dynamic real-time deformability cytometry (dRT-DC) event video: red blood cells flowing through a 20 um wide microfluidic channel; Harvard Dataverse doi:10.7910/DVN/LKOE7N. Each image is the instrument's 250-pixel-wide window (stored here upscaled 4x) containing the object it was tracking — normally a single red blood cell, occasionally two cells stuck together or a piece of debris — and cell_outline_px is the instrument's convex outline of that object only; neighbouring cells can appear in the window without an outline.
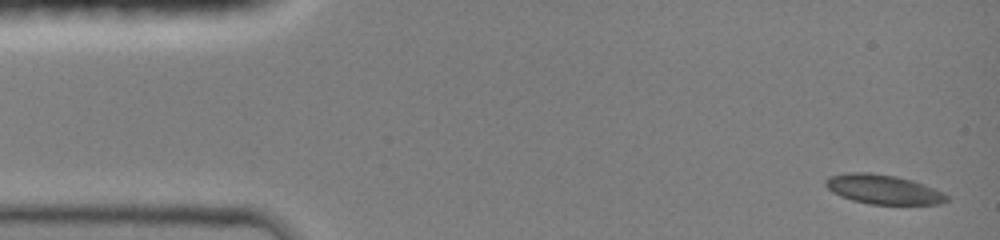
{"species": "common noctule bat (a hibernating species)", "species_latin": "Nyctalus noctula", "temperature_condition": "room temperature", "stored_images_in_passage": 18, "camera_frame_rate_fps": 3000, "um_per_image_px": 0.085, "animal": {"sex": "female", "body_mass_g": 19.0, "forearm_length_mm": 51.5}, "frame": {"image": 1, "passage_image": 1, "time_ms": 0.0, "image_size_px": [1000, 240], "cell_outline_px": [[948, 200], [940, 204], [868, 204], [852, 200], [840, 196], [832, 192], [824, 184], [824, 180], [832, 176], [852, 172], [868, 172], [896, 176], [932, 188], [948, 196]], "centroid_in_image_um": [75.01, 16.1], "position_along_channel_um": 10.0, "area_um2": 20.35}}
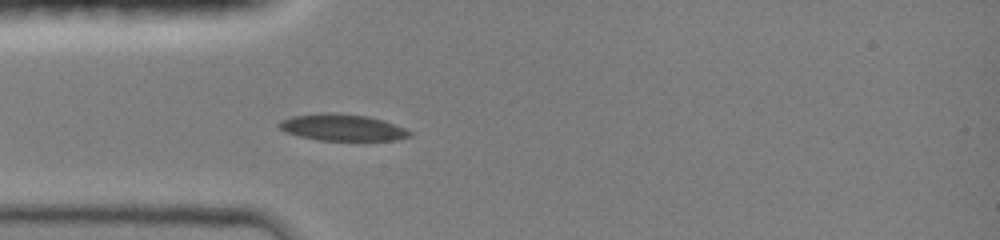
{"frame": {"image": 2, "passage_image": 12, "time_ms": 3.667, "image_size_px": [1000, 240], "cell_outline_px": [[412, 136], [396, 140], [316, 140], [300, 136], [288, 132], [280, 128], [276, 124], [280, 120], [292, 116], [324, 112], [328, 112], [368, 116], [404, 128], [412, 132]], "centroid_in_image_um": [29.07, 10.83], "position_along_channel_um": 55.9, "area_um2": 20.06}}
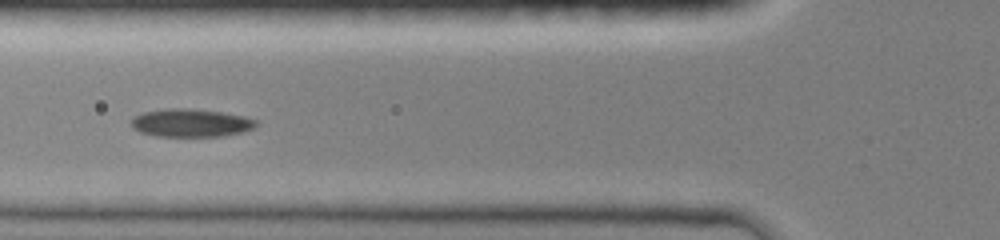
{"frame": {"image": 3, "passage_image": 16, "time_ms": 5.0, "image_size_px": [1000, 240], "cell_outline_px": [[256, 124], [252, 128], [240, 132], [220, 136], [156, 136], [140, 132], [132, 124], [132, 120], [136, 116], [144, 112], [164, 108], [188, 108], [220, 112], [244, 116], [256, 120]], "centroid_in_image_um": [16.21, 10.44], "position_along_channel_um": 109.6, "area_um2": 20.0}}